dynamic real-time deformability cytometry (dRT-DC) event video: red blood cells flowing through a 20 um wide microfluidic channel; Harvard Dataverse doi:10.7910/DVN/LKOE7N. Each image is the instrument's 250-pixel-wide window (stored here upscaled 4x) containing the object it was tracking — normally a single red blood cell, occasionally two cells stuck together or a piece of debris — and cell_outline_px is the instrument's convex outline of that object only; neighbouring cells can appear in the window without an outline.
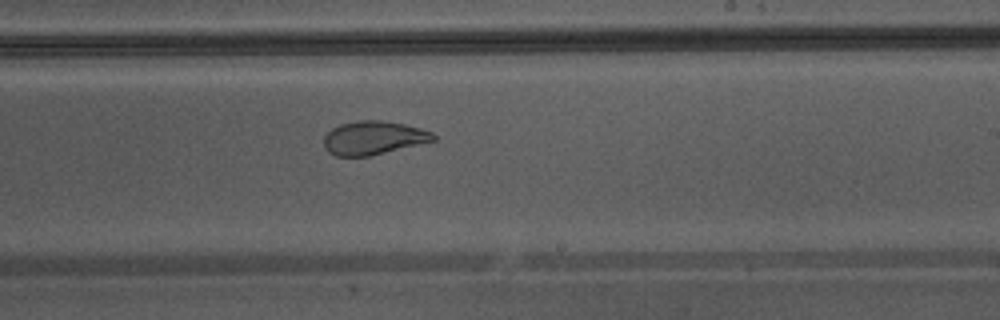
{"species": "Egyptian fruit bat (a non-hibernating species)", "species_latin": "Rousettus aegyptiacus", "temperature_condition": "warm", "stored_images_in_passage": 44, "camera_frame_rate_fps": 3000, "um_per_image_px": 0.085, "animal": {"sex": "male"}, "frame": {"image": 1, "passage_image": 26, "time_ms": 8.333, "image_size_px": [1000, 320], "cell_outline_px": [[436, 140], [368, 156], [336, 156], [328, 152], [324, 148], [324, 136], [332, 128], [340, 124], [360, 120], [384, 120], [404, 124], [420, 128], [432, 132], [436, 136]], "centroid_in_image_um": [31.72, 11.71], "position_along_channel_um": 257.3, "area_um2": 21.33}, "authors_computed_cell_mechanics": {"area_um2": 28.3798, "velocity_mm_per_s": 4.3506, "shape_relaxation_time_tau1_ms": null, "shape_relaxation_time_tau2_ms": 0.7954, "deformation_change_tau1": null, "deformation_change_tau2": 0.0696}}